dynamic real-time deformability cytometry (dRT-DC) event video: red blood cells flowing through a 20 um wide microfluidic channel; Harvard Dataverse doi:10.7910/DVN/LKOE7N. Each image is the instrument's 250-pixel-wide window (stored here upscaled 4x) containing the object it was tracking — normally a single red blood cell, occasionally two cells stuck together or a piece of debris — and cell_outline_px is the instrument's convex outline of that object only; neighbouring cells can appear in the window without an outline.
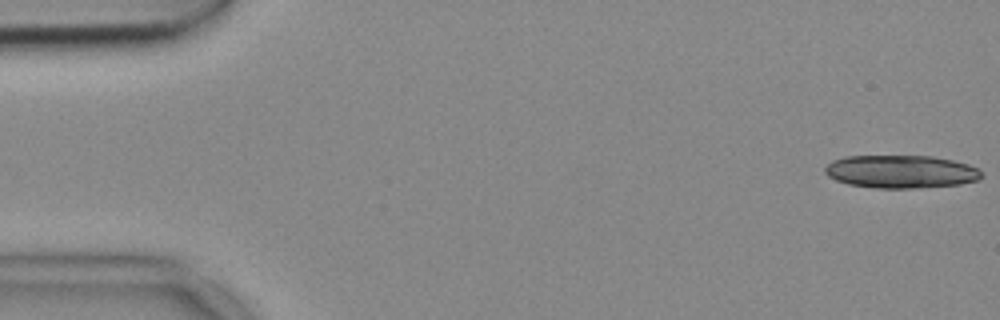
{"species": "common noctule bat (a hibernating species)", "species_latin": "Nyctalus noctula", "temperature_condition": "cold", "stored_images_in_passage": 20, "camera_frame_rate_fps": 3000, "um_per_image_px": 0.085, "animal": {"sex": "female", "body_mass_g": 18.4}, "frame": {"image": 1, "passage_image": 1, "time_ms": 0.0, "image_size_px": [1000, 320], "cell_outline_px": [[984, 176], [976, 180], [960, 184], [916, 188], [876, 188], [848, 184], [836, 180], [828, 176], [824, 172], [824, 168], [832, 160], [844, 156], [932, 156], [952, 160], [968, 164], [976, 168]], "centroid_in_image_um": [76.54, 14.58], "position_along_channel_um": 8.5, "area_um2": 30.06}}